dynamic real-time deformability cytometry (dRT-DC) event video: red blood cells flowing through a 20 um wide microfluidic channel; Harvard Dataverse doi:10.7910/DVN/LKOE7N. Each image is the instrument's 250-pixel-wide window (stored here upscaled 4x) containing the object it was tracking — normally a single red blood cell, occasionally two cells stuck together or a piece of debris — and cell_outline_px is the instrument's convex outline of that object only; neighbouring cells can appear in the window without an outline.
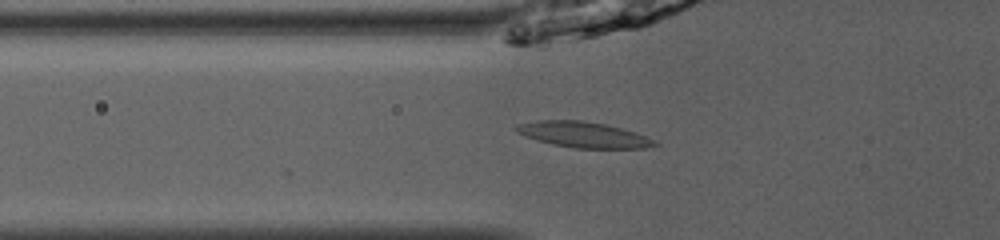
{"species": "common noctule bat (a hibernating species)", "species_latin": "Nyctalus noctula", "temperature_condition": "room temperature", "stored_images_in_passage": 24, "camera_frame_rate_fps": 3000, "um_per_image_px": 0.085, "animal": {"sex": "male", "body_mass_g": 13.0, "forearm_length_mm": 53.1}, "frame": {"image": 1, "passage_image": 20, "time_ms": 6.333, "image_size_px": [1000, 240], "cell_outline_px": [[660, 144], [644, 148], [576, 148], [552, 144], [524, 136], [516, 132], [516, 124], [536, 120], [580, 120], [604, 124], [620, 128], [644, 136]], "centroid_in_image_um": [49.52, 11.44], "position_along_channel_um": 76.3, "area_um2": 20.4}}
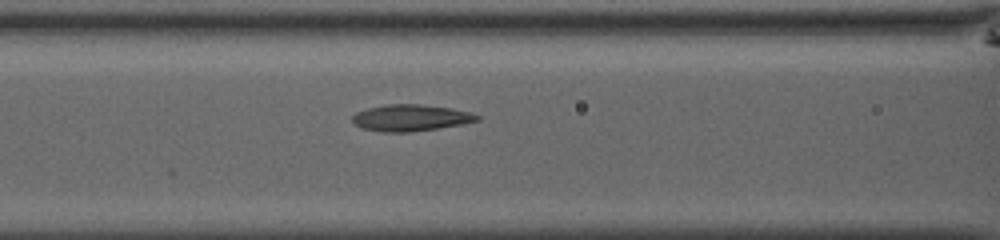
{"frame": {"image": 2, "passage_image": 24, "time_ms": 7.667, "image_size_px": [1000, 240], "cell_outline_px": [[480, 120], [460, 124], [436, 128], [408, 132], [384, 132], [364, 128], [356, 124], [352, 120], [352, 116], [356, 112], [368, 108], [388, 104], [420, 104], [452, 108], [472, 112], [480, 116]], "centroid_in_image_um": [34.93, 10.0], "position_along_channel_um": 131.7, "area_um2": 19.07}}